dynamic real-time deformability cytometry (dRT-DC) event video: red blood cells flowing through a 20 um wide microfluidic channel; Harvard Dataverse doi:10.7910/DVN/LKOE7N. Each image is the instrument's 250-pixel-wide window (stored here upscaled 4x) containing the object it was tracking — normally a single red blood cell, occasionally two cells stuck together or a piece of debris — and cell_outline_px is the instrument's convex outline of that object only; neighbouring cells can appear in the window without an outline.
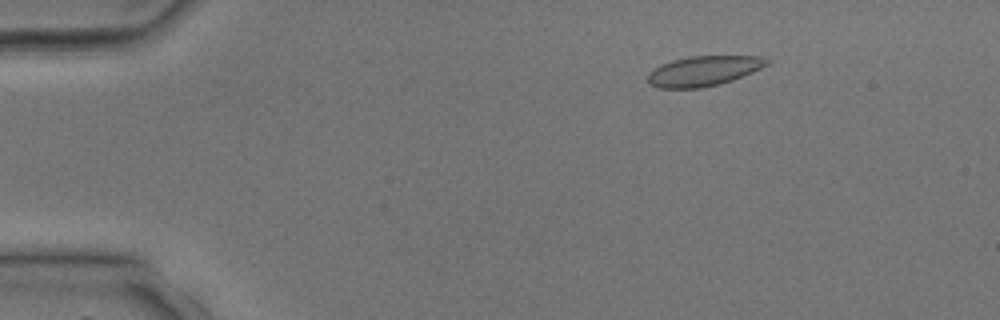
{"species": "common noctule bat (a hibernating species)", "species_latin": "Nyctalus noctula", "temperature_condition": "room temperature", "stored_images_in_passage": 5, "camera_frame_rate_fps": 3000, "um_per_image_px": 0.085, "animal": {"sex": "male", "body_mass_g": 17.9, "forearm_length_mm": 54.2}, "frame": {"image": 1, "passage_image": 2, "time_ms": 1.333, "image_size_px": [1000, 320], "cell_outline_px": [[772, 60], [768, 64], [752, 72], [732, 80], [720, 84], [700, 88], [656, 88], [648, 84], [648, 72], [660, 64], [672, 60], [692, 56], [760, 56]], "centroid_in_image_um": [59.78, 6.03], "position_along_channel_um": 25.2, "area_um2": 20.92}}
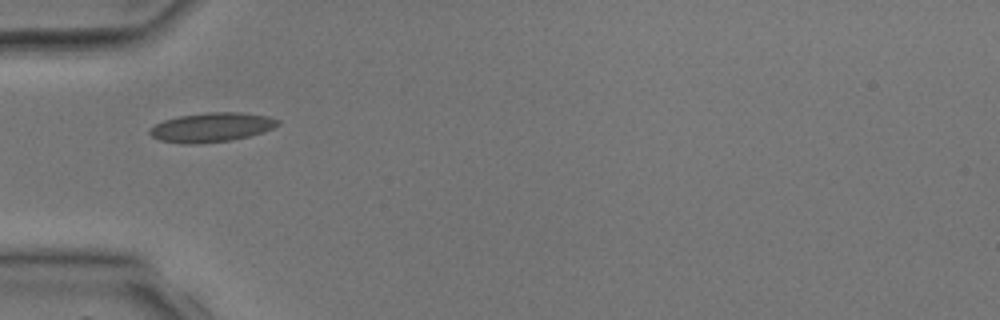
{"frame": {"image": 2, "passage_image": 4, "time_ms": 3.667, "image_size_px": [1000, 320], "cell_outline_px": [[280, 124], [272, 128], [248, 136], [232, 140], [200, 144], [184, 144], [160, 140], [152, 136], [148, 132], [148, 128], [164, 120], [180, 116], [208, 112], [240, 112], [268, 116], [280, 120]], "centroid_in_image_um": [17.96, 10.82], "position_along_channel_um": 67.0, "area_um2": 21.85}}